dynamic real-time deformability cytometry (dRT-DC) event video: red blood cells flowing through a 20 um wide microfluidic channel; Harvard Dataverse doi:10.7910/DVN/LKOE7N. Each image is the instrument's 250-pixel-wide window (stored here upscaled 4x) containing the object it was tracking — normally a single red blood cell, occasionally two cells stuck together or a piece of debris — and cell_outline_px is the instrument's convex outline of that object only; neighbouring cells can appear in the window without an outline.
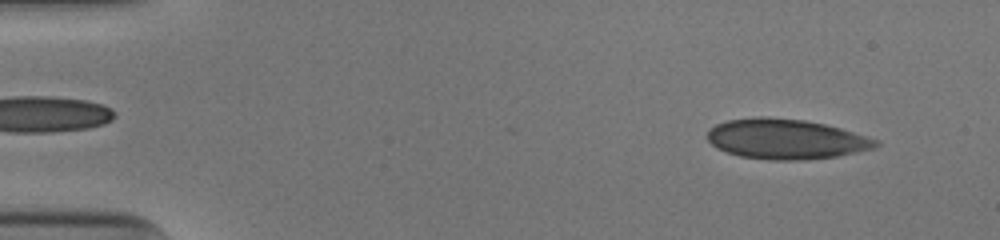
{"species": "human", "species_latin": "Homo sapiens", "temperature_condition": "cold", "stored_images_in_passage": 50, "camera_frame_rate_fps": 3000, "um_per_image_px": 0.085, "donor": {"sex": "male"}, "frame": {"image": 1, "passage_image": 4, "time_ms": 1.0, "image_size_px": [1000, 240], "cell_outline_px": [[880, 144], [876, 148], [836, 156], [804, 160], [772, 160], [740, 156], [716, 148], [708, 140], [708, 132], [716, 124], [728, 120], [760, 116], [768, 116], [804, 120], [824, 124], [840, 128], [880, 140]], "centroid_in_image_um": [66.83, 11.82], "position_along_channel_um": 18.2, "area_um2": 39.3}}
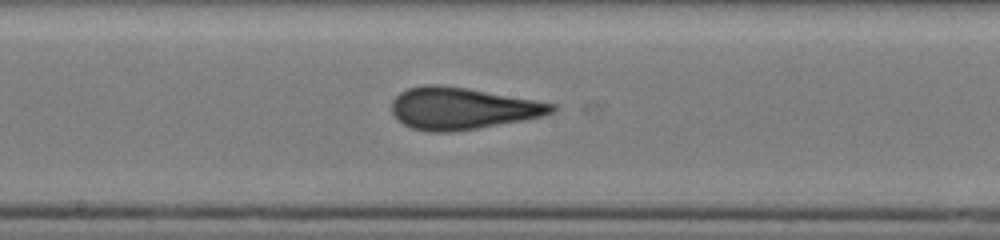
{"frame": {"image": 2, "passage_image": 27, "time_ms": 8.667, "image_size_px": [1000, 240], "cell_outline_px": [[556, 108], [552, 112], [544, 116], [476, 128], [448, 132], [428, 132], [412, 128], [404, 124], [392, 112], [392, 100], [400, 92], [408, 88], [424, 84], [440, 84], [468, 88], [556, 104]], "centroid_in_image_um": [39.26, 9.2], "position_along_channel_um": 208.9, "area_um2": 38.78}}
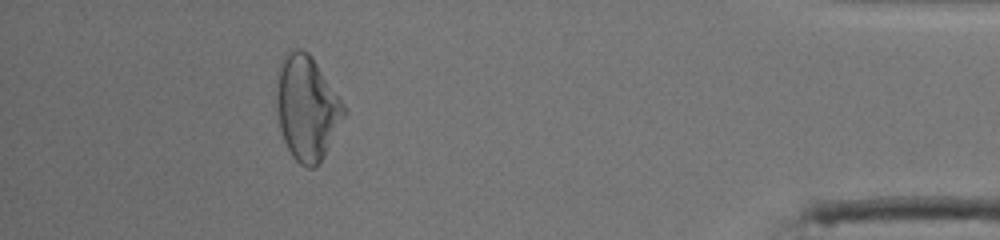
{"frame": {"image": 3, "passage_image": 46, "time_ms": 15.0, "image_size_px": [1000, 240], "cell_outline_px": [[348, 112], [320, 164], [316, 168], [308, 168], [300, 164], [292, 156], [284, 140], [280, 128], [276, 108], [276, 88], [280, 60], [288, 48], [300, 48], [308, 52], [312, 56], [348, 108]], "centroid_in_image_um": [26.1, 9.15], "position_along_channel_um": 409.1, "area_um2": 41.91}, "authors_computed_cell_mechanics": {"area_um2": 38.8705, "velocity_mm_per_s": 3.9379, "shape_relaxation_time_tau1_ms": null, "shape_relaxation_time_tau2_ms": 1.1915, "deformation_change_tau1": null, "deformation_change_tau2": 0.0745}}